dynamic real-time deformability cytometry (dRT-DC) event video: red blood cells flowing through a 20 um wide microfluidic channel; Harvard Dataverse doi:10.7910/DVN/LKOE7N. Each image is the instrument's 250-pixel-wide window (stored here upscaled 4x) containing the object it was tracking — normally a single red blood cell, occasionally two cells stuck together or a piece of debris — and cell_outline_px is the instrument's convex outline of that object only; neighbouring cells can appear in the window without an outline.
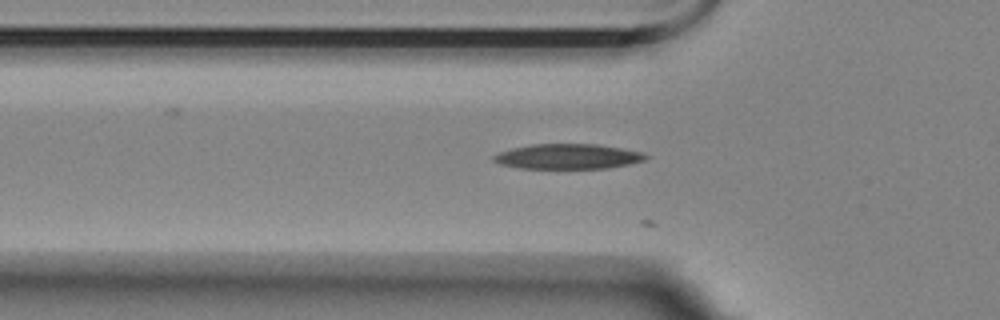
{"species": "Egyptian fruit bat (a non-hibernating species)", "species_latin": "Rousettus aegyptiacus", "temperature_condition": "room temperature", "stored_images_in_passage": 12, "camera_frame_rate_fps": 3000, "um_per_image_px": 0.085, "animal": {"sex": "female"}, "frame": {"image": 1, "passage_image": 4, "time_ms": 1.0, "image_size_px": [1000, 320], "cell_outline_px": [[648, 156], [644, 160], [628, 164], [608, 168], [520, 168], [500, 164], [492, 160], [492, 156], [500, 152], [512, 148], [532, 144], [596, 144], [620, 148], [640, 152]], "centroid_in_image_um": [48.22, 13.3], "position_along_channel_um": 77.6, "area_um2": 21.96}}
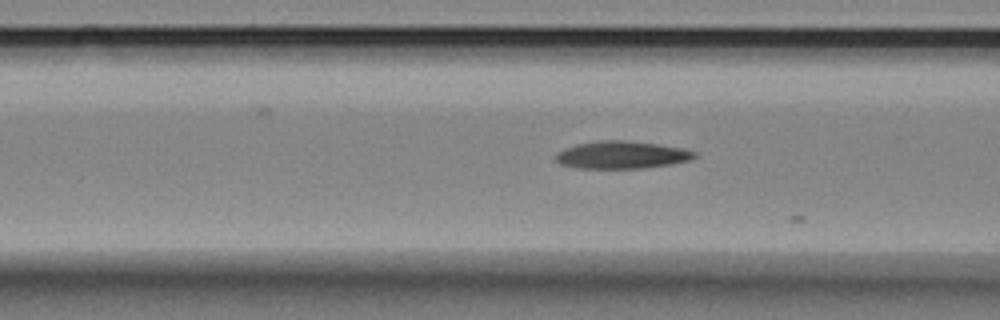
{"frame": {"image": 2, "passage_image": 7, "time_ms": 2.0, "image_size_px": [1000, 320], "cell_outline_px": [[696, 156], [692, 160], [672, 164], [644, 168], [576, 168], [560, 164], [552, 156], [556, 152], [564, 148], [576, 144], [600, 140], [624, 140], [656, 144], [684, 148], [696, 152]], "centroid_in_image_um": [52.82, 13.17], "position_along_channel_um": 113.8, "area_um2": 22.48}}
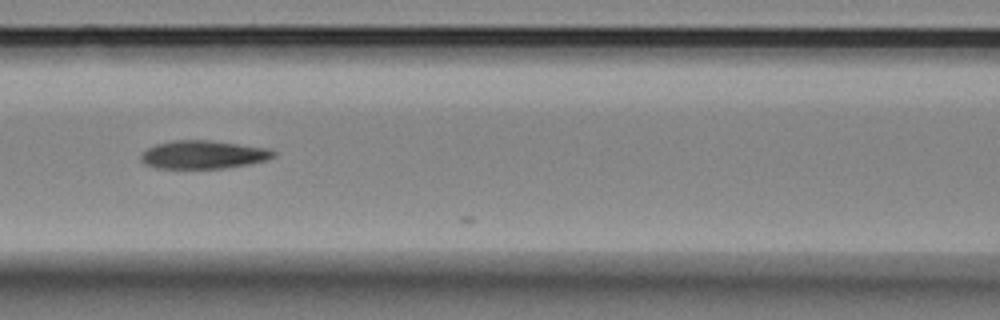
{"frame": {"image": 3, "passage_image": 10, "time_ms": 3.0, "image_size_px": [1000, 320], "cell_outline_px": [[276, 156], [264, 160], [248, 164], [224, 168], [156, 168], [144, 164], [140, 160], [140, 156], [148, 148], [156, 144], [172, 140], [208, 140], [268, 148], [276, 152]], "centroid_in_image_um": [17.25, 13.14], "position_along_channel_um": 149.3, "area_um2": 21.68}}